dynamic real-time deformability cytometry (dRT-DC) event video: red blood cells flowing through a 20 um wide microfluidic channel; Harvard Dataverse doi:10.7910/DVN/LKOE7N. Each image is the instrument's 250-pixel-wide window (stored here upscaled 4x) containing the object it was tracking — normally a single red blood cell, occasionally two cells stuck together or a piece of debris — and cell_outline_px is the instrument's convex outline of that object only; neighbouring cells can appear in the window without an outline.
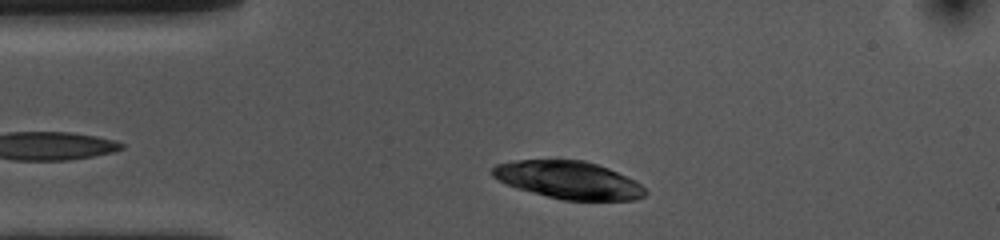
{"species": "common noctule bat (a hibernating species)", "species_latin": "Nyctalus noctula", "temperature_condition": "cold", "stored_images_in_passage": 36, "camera_frame_rate_fps": 3000, "um_per_image_px": 0.085, "animal": {"sex": "female", "body_mass_g": 10.0, "forearm_length_mm": 53.1}, "frame": {"image": 1, "passage_image": 3, "time_ms": 0.667, "image_size_px": [1000, 240], "cell_outline_px": [[648, 192], [644, 196], [636, 200], [560, 200], [516, 188], [492, 176], [492, 168], [496, 164], [516, 160], [584, 160], [608, 168], [636, 180]], "centroid_in_image_um": [48.35, 15.31], "position_along_channel_um": 36.7, "area_um2": 33.52}}